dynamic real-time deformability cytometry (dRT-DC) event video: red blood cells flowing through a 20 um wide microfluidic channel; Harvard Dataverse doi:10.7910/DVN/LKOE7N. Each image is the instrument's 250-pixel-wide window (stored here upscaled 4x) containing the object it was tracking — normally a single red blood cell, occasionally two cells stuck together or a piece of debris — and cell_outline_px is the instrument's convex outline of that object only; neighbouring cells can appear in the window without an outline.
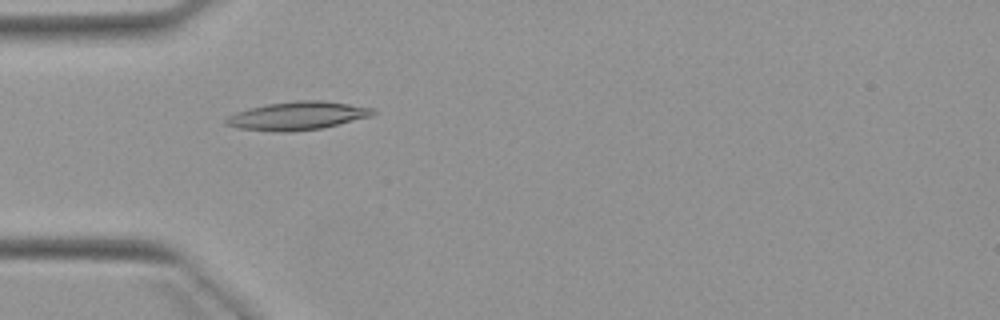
{"species": "Egyptian fruit bat (a non-hibernating species)", "species_latin": "Rousettus aegyptiacus", "temperature_condition": "warm", "stored_images_in_passage": 6, "camera_frame_rate_fps": 3000, "um_per_image_px": 0.085, "animal": {"sex": "female"}, "frame": {"image": 1, "passage_image": 5, "time_ms": 4.667, "image_size_px": [1000, 320], "cell_outline_px": [[376, 112], [372, 116], [320, 128], [288, 132], [276, 132], [236, 128], [224, 124], [224, 120], [228, 116], [236, 112], [248, 108], [268, 104], [296, 100], [324, 100], [372, 108]], "centroid_in_image_um": [25.23, 9.84], "position_along_channel_um": 59.8, "area_um2": 24.16}}
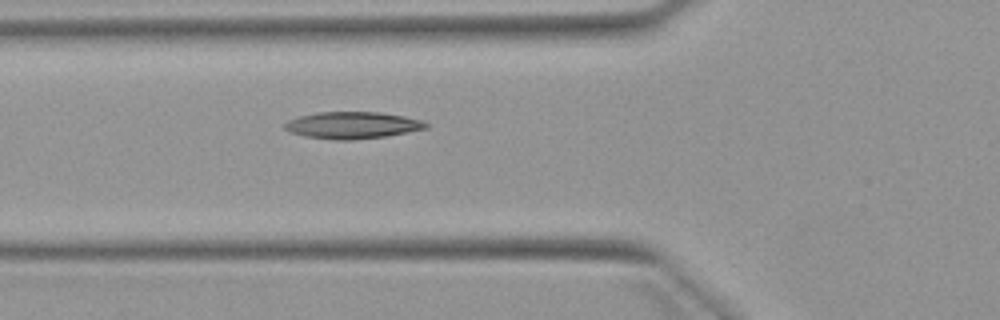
{"frame": {"image": 2, "passage_image": 6, "time_ms": 5.667, "image_size_px": [1000, 320], "cell_outline_px": [[428, 128], [388, 136], [352, 140], [336, 140], [304, 136], [292, 132], [284, 128], [284, 124], [288, 120], [300, 116], [316, 112], [380, 112], [404, 116], [420, 120], [428, 124]], "centroid_in_image_um": [29.96, 10.64], "position_along_channel_um": 95.8, "area_um2": 22.08}}